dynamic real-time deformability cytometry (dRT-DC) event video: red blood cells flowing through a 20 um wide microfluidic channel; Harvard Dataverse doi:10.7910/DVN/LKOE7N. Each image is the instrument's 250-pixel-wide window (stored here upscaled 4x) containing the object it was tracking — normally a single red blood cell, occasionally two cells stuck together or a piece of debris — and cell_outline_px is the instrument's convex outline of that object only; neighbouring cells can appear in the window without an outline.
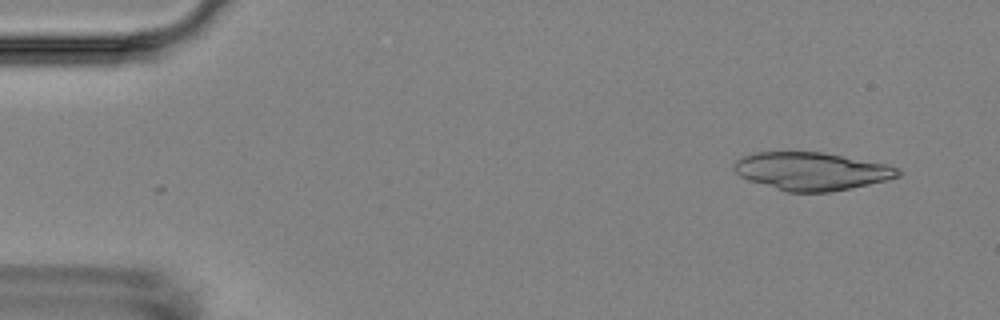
{"species": "Egyptian fruit bat (a non-hibernating species)", "species_latin": "Rousettus aegyptiacus", "temperature_condition": "room temperature", "stored_images_in_passage": 2, "camera_frame_rate_fps": 3000, "um_per_image_px": 0.085, "animal": {"sex": "female"}, "frame": {"image": 1, "passage_image": 2, "time_ms": 1.0, "image_size_px": [1000, 320], "cell_outline_px": [[904, 172], [900, 176], [888, 180], [828, 192], [788, 192], [748, 180], [740, 176], [732, 168], [736, 160], [744, 156], [756, 152], [820, 152], [844, 156], [888, 164], [900, 168]], "centroid_in_image_um": [69.02, 14.55], "position_along_channel_um": 16.0, "area_um2": 36.18}}